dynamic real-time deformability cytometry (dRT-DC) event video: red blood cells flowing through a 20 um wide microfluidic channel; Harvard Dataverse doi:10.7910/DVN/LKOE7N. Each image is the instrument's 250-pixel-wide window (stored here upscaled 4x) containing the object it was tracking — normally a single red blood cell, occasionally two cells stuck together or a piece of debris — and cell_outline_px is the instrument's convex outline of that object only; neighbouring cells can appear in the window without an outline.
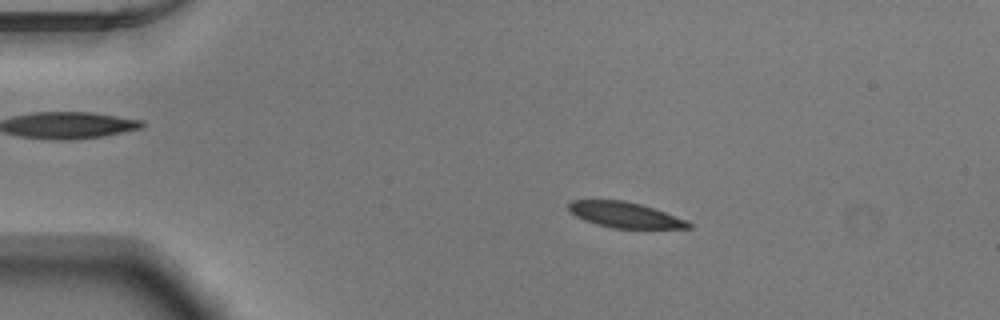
{"species": "Egyptian fruit bat (a non-hibernating species)", "species_latin": "Rousettus aegyptiacus", "temperature_condition": "warm", "stored_images_in_passage": 52, "camera_frame_rate_fps": 3000, "um_per_image_px": 0.085, "animal": {"sex": "male"}, "frame": {"image": 1, "passage_image": 10, "time_ms": 3.0, "image_size_px": [1000, 320], "cell_outline_px": [[692, 228], [612, 228], [596, 224], [584, 220], [568, 212], [568, 200], [624, 200], [640, 204], [688, 220], [692, 224]], "centroid_in_image_um": [53.08, 18.26], "position_along_channel_um": 31.9, "area_um2": 17.92}}
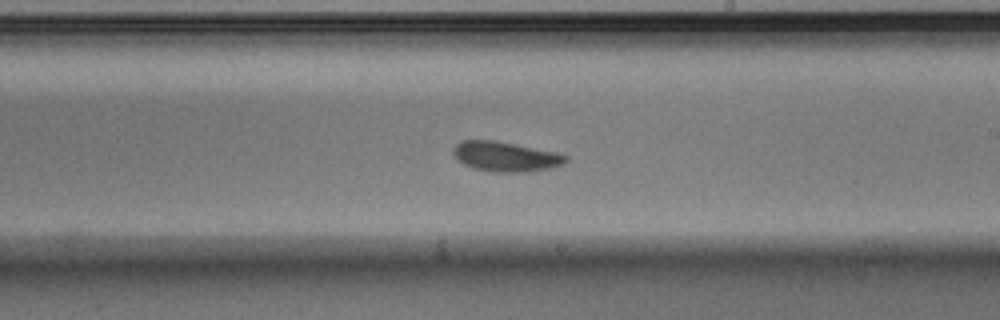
{"frame": {"image": 2, "passage_image": 31, "time_ms": 10.0, "image_size_px": [1000, 320], "cell_outline_px": [[568, 160], [564, 164], [548, 168], [524, 172], [492, 172], [472, 168], [464, 164], [452, 152], [456, 144], [460, 140], [496, 140], [556, 152], [568, 156]], "centroid_in_image_um": [42.97, 13.3], "position_along_channel_um": 246.0, "area_um2": 19.54}}
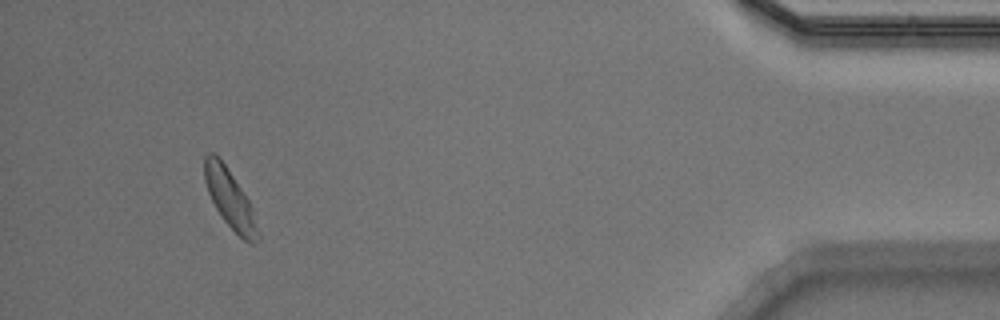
{"frame": {"image": 3, "passage_image": 49, "time_ms": 16.0, "image_size_px": [1000, 320], "cell_outline_px": [[260, 236], [252, 244], [244, 240], [224, 220], [216, 208], [208, 192], [204, 180], [204, 156], [208, 152], [212, 152], [220, 156], [248, 200], [252, 208]], "centroid_in_image_um": [19.51, 16.85], "position_along_channel_um": 415.7, "area_um2": 17.92}, "authors_computed_cell_mechanics": {"area_um2": 18.9295, "velocity_mm_per_s": 3.8633, "shape_relaxation_time_tau1_ms": 3.2994, "shape_relaxation_time_tau2_ms": 2.1481, "deformation_change_tau1": 0.0963, "deformation_change_tau2": 0.0769}}